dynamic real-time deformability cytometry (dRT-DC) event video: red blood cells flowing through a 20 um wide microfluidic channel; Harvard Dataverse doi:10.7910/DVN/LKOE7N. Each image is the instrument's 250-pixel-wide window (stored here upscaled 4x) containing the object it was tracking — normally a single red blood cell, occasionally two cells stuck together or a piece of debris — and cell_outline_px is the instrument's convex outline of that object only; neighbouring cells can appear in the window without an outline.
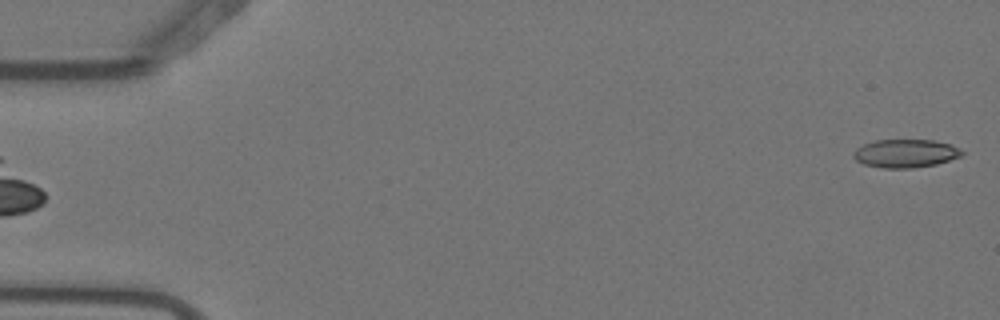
{"species": "Egyptian fruit bat (a non-hibernating species)", "species_latin": "Rousettus aegyptiacus", "temperature_condition": "warm", "stored_images_in_passage": 6, "camera_frame_rate_fps": 3000, "um_per_image_px": 0.085, "animal": {"sex": "female"}, "frame": {"image": 1, "passage_image": 6, "time_ms": 1.667, "image_size_px": [1000, 320], "cell_outline_px": [[964, 156], [936, 164], [912, 168], [884, 168], [864, 164], [856, 160], [852, 156], [852, 152], [856, 148], [864, 144], [876, 140], [932, 140], [952, 144], [960, 148], [964, 152]], "centroid_in_image_um": [76.99, 13.04], "position_along_channel_um": 8.0, "area_um2": 18.03}}